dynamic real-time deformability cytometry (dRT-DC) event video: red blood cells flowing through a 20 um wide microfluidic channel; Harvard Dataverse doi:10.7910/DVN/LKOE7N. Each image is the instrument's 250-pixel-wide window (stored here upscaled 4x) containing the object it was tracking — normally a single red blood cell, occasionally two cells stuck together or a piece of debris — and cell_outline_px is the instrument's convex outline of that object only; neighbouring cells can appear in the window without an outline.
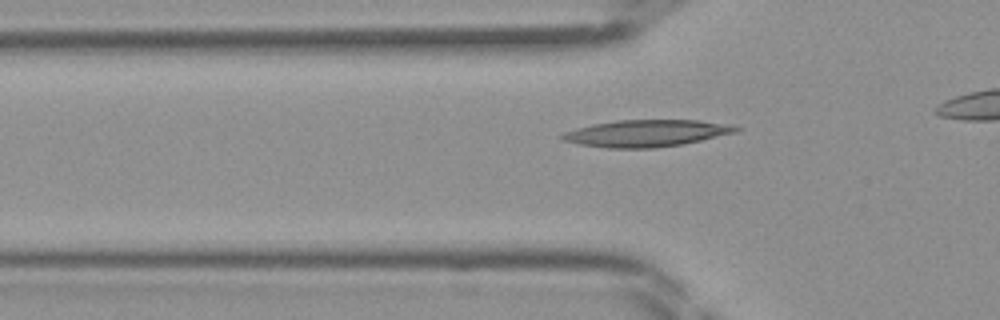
{"species": "Egyptian fruit bat (a non-hibernating species)", "species_latin": "Rousettus aegyptiacus", "temperature_condition": "room temperature", "stored_images_in_passage": 19, "camera_frame_rate_fps": 3000, "um_per_image_px": 0.085, "frame": {"image": 1, "passage_image": 11, "time_ms": 3.333, "image_size_px": [1000, 320], "cell_outline_px": [[744, 128], [736, 132], [684, 144], [652, 148], [608, 148], [580, 144], [560, 140], [556, 136], [564, 132], [576, 128], [592, 124], [616, 120], [700, 120], [732, 124]], "centroid_in_image_um": [54.94, 11.32], "position_along_channel_um": 70.9, "area_um2": 27.51}}
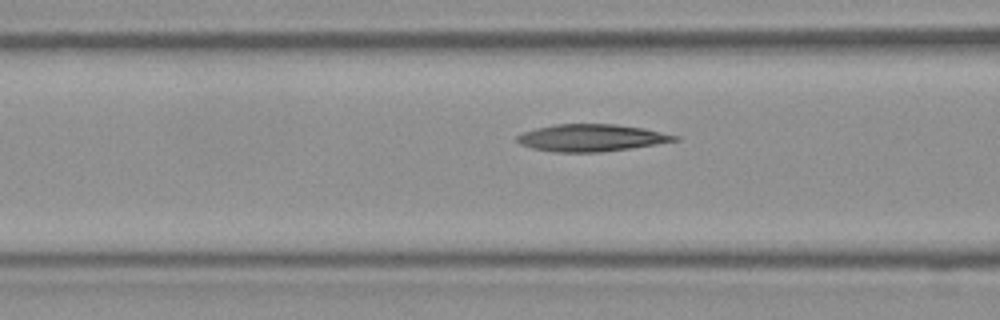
{"frame": {"image": 2, "passage_image": 14, "time_ms": 4.333, "image_size_px": [1000, 320], "cell_outline_px": [[680, 140], [632, 148], [600, 152], [552, 152], [532, 148], [520, 144], [516, 140], [516, 136], [524, 132], [536, 128], [556, 124], [616, 124], [644, 128], [680, 136]], "centroid_in_image_um": [50.28, 11.71], "position_along_channel_um": 116.3, "area_um2": 24.97}}
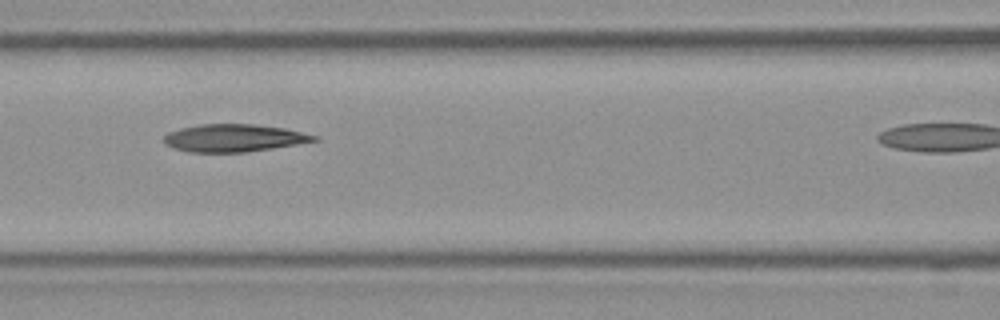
{"frame": {"image": 3, "passage_image": 16, "time_ms": 5.0, "image_size_px": [1000, 320], "cell_outline_px": [[320, 140], [272, 148], [244, 152], [188, 152], [172, 148], [164, 144], [160, 140], [168, 132], [180, 128], [200, 124], [252, 124], [284, 128], [320, 136]], "centroid_in_image_um": [19.84, 11.73], "position_along_channel_um": 146.8, "area_um2": 24.28}}